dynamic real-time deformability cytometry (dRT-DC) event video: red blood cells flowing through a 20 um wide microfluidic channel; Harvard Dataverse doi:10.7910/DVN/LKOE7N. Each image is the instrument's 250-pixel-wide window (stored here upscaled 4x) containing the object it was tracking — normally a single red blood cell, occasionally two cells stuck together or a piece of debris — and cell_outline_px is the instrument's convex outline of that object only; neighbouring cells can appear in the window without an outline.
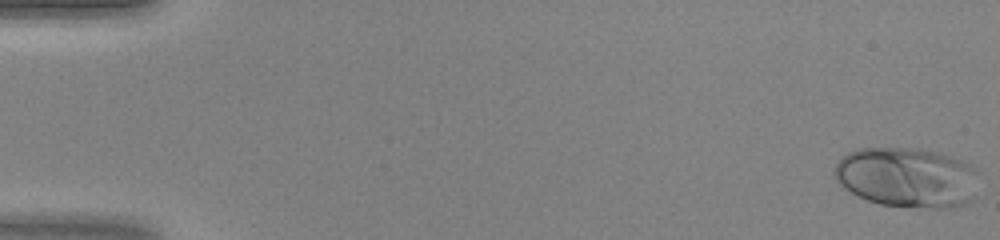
{"species": "human", "species_latin": "Homo sapiens", "temperature_condition": "warm", "stored_images_in_passage": 47, "camera_frame_rate_fps": 3000, "um_per_image_px": 0.085, "donor": {"sex": "female"}, "frame": {"image": 1, "passage_image": 1, "time_ms": 0.0, "image_size_px": [1000, 240], "cell_outline_px": [[976, 196], [968, 204], [952, 208], [936, 208], [880, 204], [856, 196], [844, 188], [836, 180], [832, 172], [836, 164], [848, 152], [860, 148], [920, 148], [940, 152], [952, 156], [976, 168]], "centroid_in_image_um": [77.12, 15.08], "position_along_channel_um": 7.9, "area_um2": 50.98}}
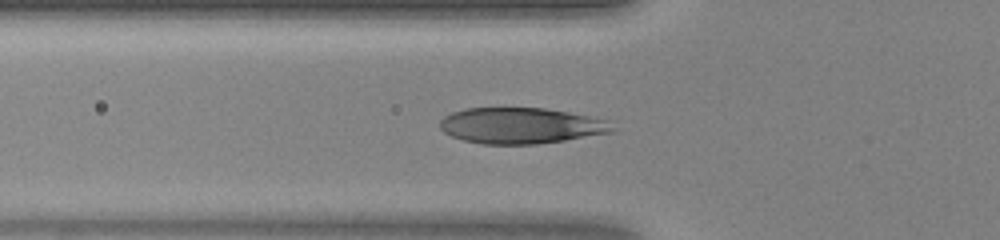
{"frame": {"image": 2, "passage_image": 17, "time_ms": 5.333, "image_size_px": [1000, 240], "cell_outline_px": [[616, 128], [612, 132], [564, 140], [536, 144], [484, 144], [464, 140], [452, 136], [444, 132], [440, 128], [440, 120], [444, 116], [452, 112], [464, 108], [544, 108], [568, 112], [608, 120]], "centroid_in_image_um": [44.27, 10.67], "position_along_channel_um": 81.5, "area_um2": 36.01}}
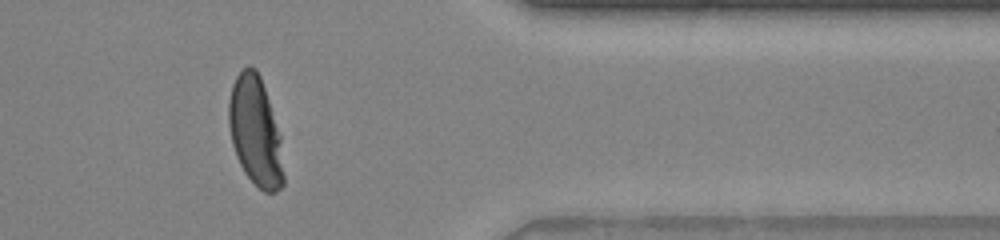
{"frame": {"image": 3, "passage_image": 39, "time_ms": 12.667, "image_size_px": [1000, 240], "cell_outline_px": [[284, 184], [276, 192], [264, 192], [244, 172], [236, 156], [232, 144], [228, 124], [228, 100], [232, 84], [236, 76], [248, 64], [256, 68], [260, 76], [280, 136], [284, 176]], "centroid_in_image_um": [21.69, 11.16], "position_along_channel_um": 389.7, "area_um2": 34.74}}